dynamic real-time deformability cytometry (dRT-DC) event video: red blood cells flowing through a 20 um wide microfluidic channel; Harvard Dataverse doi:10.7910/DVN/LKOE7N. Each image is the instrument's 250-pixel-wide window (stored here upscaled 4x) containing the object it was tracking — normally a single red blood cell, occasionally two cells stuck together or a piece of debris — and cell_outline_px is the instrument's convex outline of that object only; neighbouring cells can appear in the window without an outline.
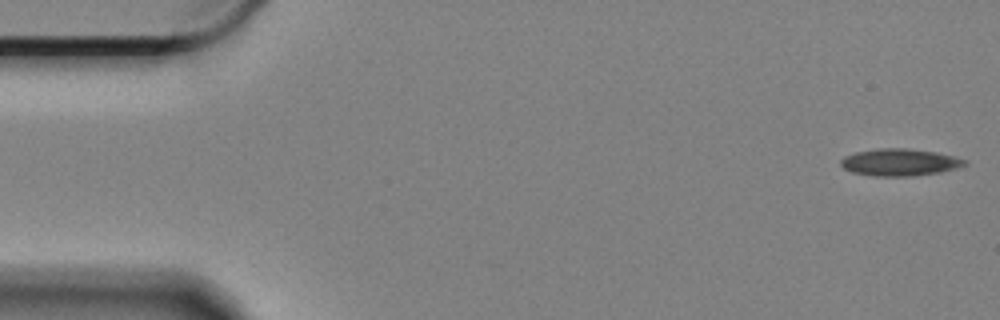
{"species": "Egyptian fruit bat (a non-hibernating species)", "species_latin": "Rousettus aegyptiacus", "temperature_condition": "cold", "stored_images_in_passage": 59, "camera_frame_rate_fps": 3000, "um_per_image_px": 0.085, "animal": {"sex": "female"}, "frame": {"image": 1, "passage_image": 1, "time_ms": 0.0, "image_size_px": [1000, 320], "cell_outline_px": [[968, 164], [956, 168], [940, 172], [912, 176], [872, 176], [852, 172], [844, 168], [840, 164], [840, 160], [844, 156], [856, 152], [880, 148], [908, 148], [936, 152], [952, 156], [964, 160]], "centroid_in_image_um": [76.44, 13.79], "position_along_channel_um": 8.6, "area_um2": 19.48}}
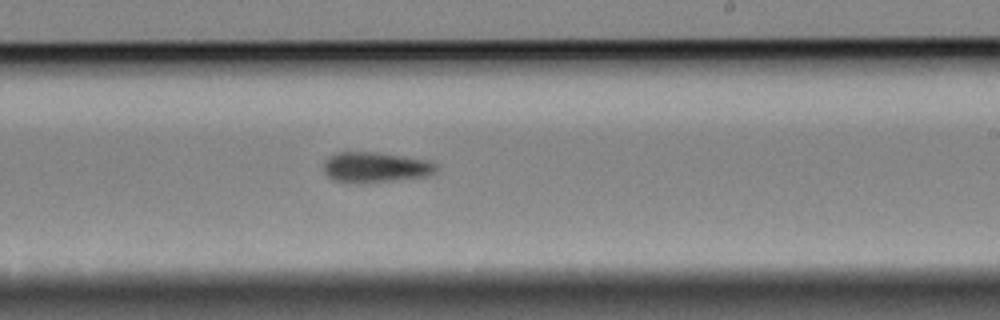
{"frame": {"image": 2, "passage_image": 34, "time_ms": 11.0, "image_size_px": [1000, 320], "cell_outline_px": [[436, 172], [424, 176], [388, 180], [336, 180], [328, 176], [324, 172], [324, 160], [328, 156], [336, 152], [376, 152], [428, 160], [436, 164]], "centroid_in_image_um": [31.9, 14.15], "position_along_channel_um": 257.1, "area_um2": 18.96}}
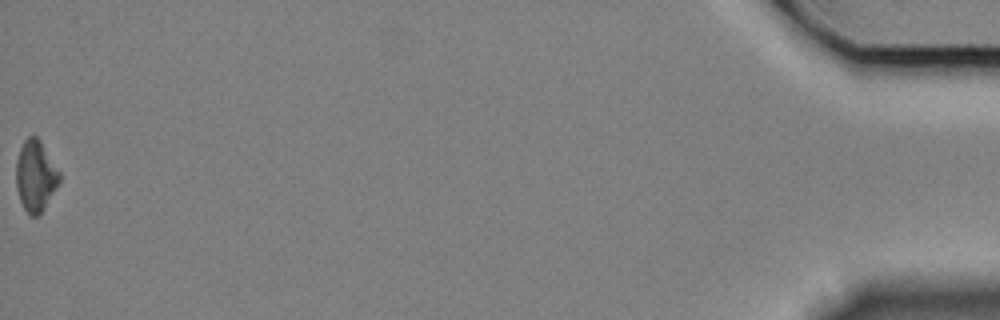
{"frame": {"image": 3, "passage_image": 59, "time_ms": 19.333, "image_size_px": [1000, 320], "cell_outline_px": [[60, 180], [44, 208], [36, 216], [32, 216], [24, 208], [20, 200], [16, 188], [16, 160], [20, 148], [24, 140], [28, 136], [36, 136], [40, 140], [60, 172]], "centroid_in_image_um": [3.0, 14.92], "position_along_channel_um": 432.2, "area_um2": 17.69}, "authors_computed_cell_mechanics": {"area_um2": 19.4208, "velocity_mm_per_s": 3.3133, "shape_relaxation_time_tau1_ms": 4.9142, "shape_relaxation_time_tau2_ms": null, "deformation_change_tau1": 0.1114, "deformation_change_tau2": null}}